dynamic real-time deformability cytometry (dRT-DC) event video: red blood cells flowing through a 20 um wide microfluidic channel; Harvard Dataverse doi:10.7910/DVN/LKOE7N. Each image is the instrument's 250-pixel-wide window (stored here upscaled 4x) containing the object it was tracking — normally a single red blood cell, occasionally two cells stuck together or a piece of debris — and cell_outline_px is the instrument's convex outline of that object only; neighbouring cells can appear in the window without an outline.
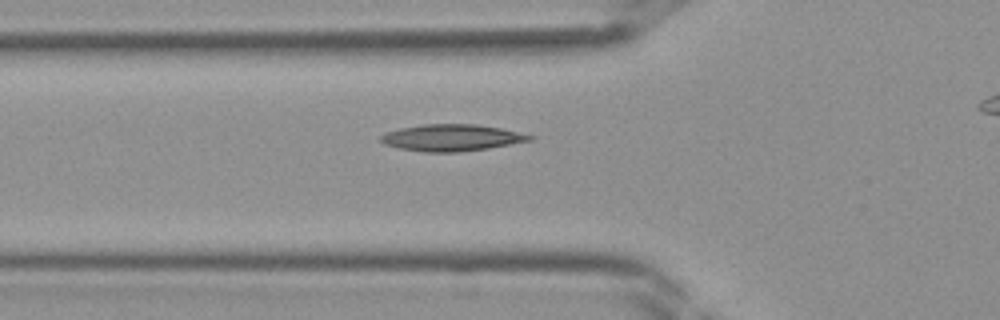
{"species": "Egyptian fruit bat (a non-hibernating species)", "species_latin": "Rousettus aegyptiacus", "temperature_condition": "room temperature", "stored_images_in_passage": 24, "camera_frame_rate_fps": 3000, "um_per_image_px": 0.085, "frame": {"image": 1, "passage_image": 2, "time_ms": 0.333, "image_size_px": [1000, 320], "cell_outline_px": [[536, 136], [532, 140], [488, 148], [460, 152], [424, 152], [400, 148], [384, 144], [380, 140], [380, 136], [388, 132], [400, 128], [424, 124], [476, 124], [500, 128]], "centroid_in_image_um": [38.4, 11.7], "position_along_channel_um": 87.4, "area_um2": 23.0}}
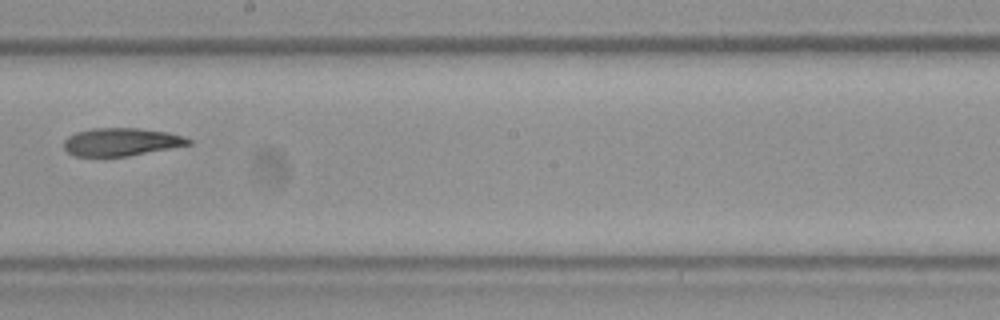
{"frame": {"image": 2, "passage_image": 11, "time_ms": 3.333, "image_size_px": [1000, 320], "cell_outline_px": [[192, 144], [128, 156], [72, 156], [64, 148], [64, 140], [68, 136], [76, 132], [92, 128], [136, 128], [168, 132], [184, 136], [192, 140]], "centroid_in_image_um": [10.3, 12.06], "position_along_channel_um": 237.9, "area_um2": 20.29}}
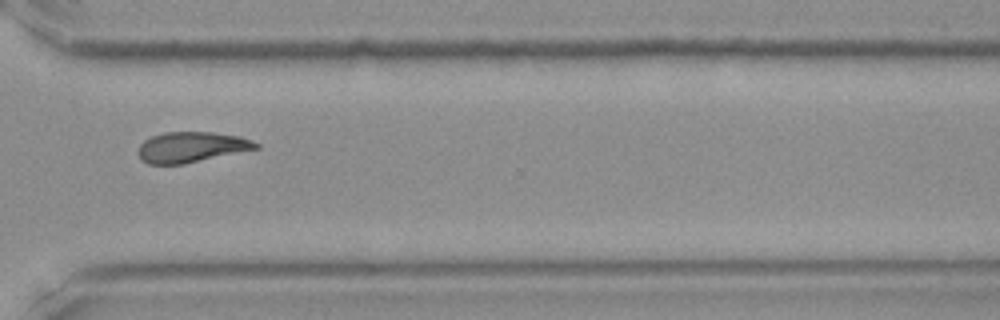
{"frame": {"image": 3, "passage_image": 18, "time_ms": 5.667, "image_size_px": [1000, 320], "cell_outline_px": [[260, 148], [184, 164], [148, 164], [140, 160], [136, 152], [140, 144], [144, 140], [152, 136], [164, 132], [212, 132], [240, 136], [252, 140], [260, 144]], "centroid_in_image_um": [16.25, 12.51], "position_along_channel_um": 354.3, "area_um2": 21.15}}